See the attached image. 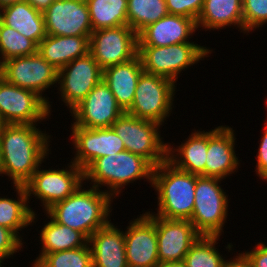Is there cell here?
Instances as JSON below:
<instances>
[{"mask_svg": "<svg viewBox=\"0 0 267 267\" xmlns=\"http://www.w3.org/2000/svg\"><path fill=\"white\" fill-rule=\"evenodd\" d=\"M36 126L37 124H5L2 127L0 158L3 173L12 180L13 188L15 185L24 186L51 154L49 143L52 135Z\"/></svg>", "mask_w": 267, "mask_h": 267, "instance_id": "cell-1", "label": "cell"}, {"mask_svg": "<svg viewBox=\"0 0 267 267\" xmlns=\"http://www.w3.org/2000/svg\"><path fill=\"white\" fill-rule=\"evenodd\" d=\"M83 186L80 185L65 200L55 203L46 213L57 223L77 230L89 239L96 230L111 221L113 198L99 188L90 186V189H84Z\"/></svg>", "mask_w": 267, "mask_h": 267, "instance_id": "cell-2", "label": "cell"}, {"mask_svg": "<svg viewBox=\"0 0 267 267\" xmlns=\"http://www.w3.org/2000/svg\"><path fill=\"white\" fill-rule=\"evenodd\" d=\"M151 187L158 199L157 213L153 212V215L166 219H191L196 174L182 171L166 160L153 169Z\"/></svg>", "mask_w": 267, "mask_h": 267, "instance_id": "cell-3", "label": "cell"}, {"mask_svg": "<svg viewBox=\"0 0 267 267\" xmlns=\"http://www.w3.org/2000/svg\"><path fill=\"white\" fill-rule=\"evenodd\" d=\"M153 169L143 157L124 150L97 158L84 171V181H91L89 184L95 188L107 187L103 191L115 198L128 183L146 179L152 184Z\"/></svg>", "mask_w": 267, "mask_h": 267, "instance_id": "cell-4", "label": "cell"}, {"mask_svg": "<svg viewBox=\"0 0 267 267\" xmlns=\"http://www.w3.org/2000/svg\"><path fill=\"white\" fill-rule=\"evenodd\" d=\"M212 51L194 42L162 47L138 46V56L144 72L167 78L175 83L182 71L209 57Z\"/></svg>", "mask_w": 267, "mask_h": 267, "instance_id": "cell-5", "label": "cell"}, {"mask_svg": "<svg viewBox=\"0 0 267 267\" xmlns=\"http://www.w3.org/2000/svg\"><path fill=\"white\" fill-rule=\"evenodd\" d=\"M216 177L196 175L194 208L190 222L201 236H221L228 216V195ZM220 183V184H219Z\"/></svg>", "mask_w": 267, "mask_h": 267, "instance_id": "cell-6", "label": "cell"}, {"mask_svg": "<svg viewBox=\"0 0 267 267\" xmlns=\"http://www.w3.org/2000/svg\"><path fill=\"white\" fill-rule=\"evenodd\" d=\"M111 127L127 151L143 157L154 168L167 160L168 143L160 136L161 124L124 112Z\"/></svg>", "mask_w": 267, "mask_h": 267, "instance_id": "cell-7", "label": "cell"}, {"mask_svg": "<svg viewBox=\"0 0 267 267\" xmlns=\"http://www.w3.org/2000/svg\"><path fill=\"white\" fill-rule=\"evenodd\" d=\"M175 82L143 72L135 89L134 101L126 113L163 125L173 109Z\"/></svg>", "mask_w": 267, "mask_h": 267, "instance_id": "cell-8", "label": "cell"}, {"mask_svg": "<svg viewBox=\"0 0 267 267\" xmlns=\"http://www.w3.org/2000/svg\"><path fill=\"white\" fill-rule=\"evenodd\" d=\"M40 165L32 175V178L24 185L28 200L36 197L46 212L55 203L65 200L72 195L84 182V170L72 161L65 169H41ZM33 194V195H32Z\"/></svg>", "mask_w": 267, "mask_h": 267, "instance_id": "cell-9", "label": "cell"}, {"mask_svg": "<svg viewBox=\"0 0 267 267\" xmlns=\"http://www.w3.org/2000/svg\"><path fill=\"white\" fill-rule=\"evenodd\" d=\"M0 76L15 86L36 92L48 103L51 115L52 106L49 97L42 95L55 83L58 84V70L39 52L4 61L0 65Z\"/></svg>", "mask_w": 267, "mask_h": 267, "instance_id": "cell-10", "label": "cell"}, {"mask_svg": "<svg viewBox=\"0 0 267 267\" xmlns=\"http://www.w3.org/2000/svg\"><path fill=\"white\" fill-rule=\"evenodd\" d=\"M89 53L102 70L131 61L138 56V34L128 25L92 32Z\"/></svg>", "mask_w": 267, "mask_h": 267, "instance_id": "cell-11", "label": "cell"}, {"mask_svg": "<svg viewBox=\"0 0 267 267\" xmlns=\"http://www.w3.org/2000/svg\"><path fill=\"white\" fill-rule=\"evenodd\" d=\"M0 116L5 124H38L49 118L50 113L48 103L36 92L15 86L0 76Z\"/></svg>", "mask_w": 267, "mask_h": 267, "instance_id": "cell-12", "label": "cell"}, {"mask_svg": "<svg viewBox=\"0 0 267 267\" xmlns=\"http://www.w3.org/2000/svg\"><path fill=\"white\" fill-rule=\"evenodd\" d=\"M103 70L93 56L76 58L58 70L59 95L71 112L102 80Z\"/></svg>", "mask_w": 267, "mask_h": 267, "instance_id": "cell-13", "label": "cell"}, {"mask_svg": "<svg viewBox=\"0 0 267 267\" xmlns=\"http://www.w3.org/2000/svg\"><path fill=\"white\" fill-rule=\"evenodd\" d=\"M71 140L75 154L71 160L84 171L97 159L126 150L123 141L109 128H83L71 123Z\"/></svg>", "mask_w": 267, "mask_h": 267, "instance_id": "cell-14", "label": "cell"}, {"mask_svg": "<svg viewBox=\"0 0 267 267\" xmlns=\"http://www.w3.org/2000/svg\"><path fill=\"white\" fill-rule=\"evenodd\" d=\"M70 113L74 125L96 129L111 127L124 111L102 79Z\"/></svg>", "mask_w": 267, "mask_h": 267, "instance_id": "cell-15", "label": "cell"}, {"mask_svg": "<svg viewBox=\"0 0 267 267\" xmlns=\"http://www.w3.org/2000/svg\"><path fill=\"white\" fill-rule=\"evenodd\" d=\"M124 232L129 267H155L159 263L155 215L145 212L131 220Z\"/></svg>", "mask_w": 267, "mask_h": 267, "instance_id": "cell-16", "label": "cell"}, {"mask_svg": "<svg viewBox=\"0 0 267 267\" xmlns=\"http://www.w3.org/2000/svg\"><path fill=\"white\" fill-rule=\"evenodd\" d=\"M43 16L46 35L90 36L93 32L85 0H55Z\"/></svg>", "mask_w": 267, "mask_h": 267, "instance_id": "cell-17", "label": "cell"}, {"mask_svg": "<svg viewBox=\"0 0 267 267\" xmlns=\"http://www.w3.org/2000/svg\"><path fill=\"white\" fill-rule=\"evenodd\" d=\"M159 262H181L201 236L190 220L155 216Z\"/></svg>", "mask_w": 267, "mask_h": 267, "instance_id": "cell-18", "label": "cell"}, {"mask_svg": "<svg viewBox=\"0 0 267 267\" xmlns=\"http://www.w3.org/2000/svg\"><path fill=\"white\" fill-rule=\"evenodd\" d=\"M235 133L232 127L218 126L208 131L205 177L226 179L237 172L240 164L235 153Z\"/></svg>", "mask_w": 267, "mask_h": 267, "instance_id": "cell-19", "label": "cell"}, {"mask_svg": "<svg viewBox=\"0 0 267 267\" xmlns=\"http://www.w3.org/2000/svg\"><path fill=\"white\" fill-rule=\"evenodd\" d=\"M197 29L196 20L168 14L138 33V46L162 47L191 42L189 39Z\"/></svg>", "mask_w": 267, "mask_h": 267, "instance_id": "cell-20", "label": "cell"}, {"mask_svg": "<svg viewBox=\"0 0 267 267\" xmlns=\"http://www.w3.org/2000/svg\"><path fill=\"white\" fill-rule=\"evenodd\" d=\"M93 267H129L125 253L124 231L110 221L88 239Z\"/></svg>", "mask_w": 267, "mask_h": 267, "instance_id": "cell-21", "label": "cell"}, {"mask_svg": "<svg viewBox=\"0 0 267 267\" xmlns=\"http://www.w3.org/2000/svg\"><path fill=\"white\" fill-rule=\"evenodd\" d=\"M144 72L139 56L126 63L103 70V80L113 93L117 104L126 112L134 101L135 89Z\"/></svg>", "mask_w": 267, "mask_h": 267, "instance_id": "cell-22", "label": "cell"}, {"mask_svg": "<svg viewBox=\"0 0 267 267\" xmlns=\"http://www.w3.org/2000/svg\"><path fill=\"white\" fill-rule=\"evenodd\" d=\"M188 138L176 148L168 142L167 160L182 171L205 176L208 131L194 130Z\"/></svg>", "mask_w": 267, "mask_h": 267, "instance_id": "cell-23", "label": "cell"}, {"mask_svg": "<svg viewBox=\"0 0 267 267\" xmlns=\"http://www.w3.org/2000/svg\"><path fill=\"white\" fill-rule=\"evenodd\" d=\"M90 36L46 35L38 45L39 54L57 70L89 53Z\"/></svg>", "mask_w": 267, "mask_h": 267, "instance_id": "cell-24", "label": "cell"}, {"mask_svg": "<svg viewBox=\"0 0 267 267\" xmlns=\"http://www.w3.org/2000/svg\"><path fill=\"white\" fill-rule=\"evenodd\" d=\"M0 21L37 45L46 37L43 12L34 9L25 0L1 8Z\"/></svg>", "mask_w": 267, "mask_h": 267, "instance_id": "cell-25", "label": "cell"}, {"mask_svg": "<svg viewBox=\"0 0 267 267\" xmlns=\"http://www.w3.org/2000/svg\"><path fill=\"white\" fill-rule=\"evenodd\" d=\"M232 25L244 33L242 0H204L197 19L198 28L211 31Z\"/></svg>", "mask_w": 267, "mask_h": 267, "instance_id": "cell-26", "label": "cell"}, {"mask_svg": "<svg viewBox=\"0 0 267 267\" xmlns=\"http://www.w3.org/2000/svg\"><path fill=\"white\" fill-rule=\"evenodd\" d=\"M15 192L18 197L5 198L0 197V226L12 230L21 240H23L19 231H22L29 225L34 224L37 218L36 211L28 205V195L25 186L15 185ZM29 203V204H28Z\"/></svg>", "mask_w": 267, "mask_h": 267, "instance_id": "cell-27", "label": "cell"}, {"mask_svg": "<svg viewBox=\"0 0 267 267\" xmlns=\"http://www.w3.org/2000/svg\"><path fill=\"white\" fill-rule=\"evenodd\" d=\"M50 221L44 224L40 234L41 253L35 261L34 266L45 254L57 251L71 250L83 247L88 243V239L79 231L68 226L57 223L49 214Z\"/></svg>", "mask_w": 267, "mask_h": 267, "instance_id": "cell-28", "label": "cell"}, {"mask_svg": "<svg viewBox=\"0 0 267 267\" xmlns=\"http://www.w3.org/2000/svg\"><path fill=\"white\" fill-rule=\"evenodd\" d=\"M93 31L128 25L127 0H85Z\"/></svg>", "mask_w": 267, "mask_h": 267, "instance_id": "cell-29", "label": "cell"}, {"mask_svg": "<svg viewBox=\"0 0 267 267\" xmlns=\"http://www.w3.org/2000/svg\"><path fill=\"white\" fill-rule=\"evenodd\" d=\"M168 14L166 0H127L128 26L137 34Z\"/></svg>", "mask_w": 267, "mask_h": 267, "instance_id": "cell-30", "label": "cell"}, {"mask_svg": "<svg viewBox=\"0 0 267 267\" xmlns=\"http://www.w3.org/2000/svg\"><path fill=\"white\" fill-rule=\"evenodd\" d=\"M219 238V236H200L184 257L183 262L186 267H223L227 260L216 248Z\"/></svg>", "mask_w": 267, "mask_h": 267, "instance_id": "cell-31", "label": "cell"}, {"mask_svg": "<svg viewBox=\"0 0 267 267\" xmlns=\"http://www.w3.org/2000/svg\"><path fill=\"white\" fill-rule=\"evenodd\" d=\"M38 45L0 21V65L11 58L33 55Z\"/></svg>", "mask_w": 267, "mask_h": 267, "instance_id": "cell-32", "label": "cell"}, {"mask_svg": "<svg viewBox=\"0 0 267 267\" xmlns=\"http://www.w3.org/2000/svg\"><path fill=\"white\" fill-rule=\"evenodd\" d=\"M32 267H93L90 245L47 253Z\"/></svg>", "mask_w": 267, "mask_h": 267, "instance_id": "cell-33", "label": "cell"}, {"mask_svg": "<svg viewBox=\"0 0 267 267\" xmlns=\"http://www.w3.org/2000/svg\"><path fill=\"white\" fill-rule=\"evenodd\" d=\"M244 34L267 23V0H242Z\"/></svg>", "mask_w": 267, "mask_h": 267, "instance_id": "cell-34", "label": "cell"}, {"mask_svg": "<svg viewBox=\"0 0 267 267\" xmlns=\"http://www.w3.org/2000/svg\"><path fill=\"white\" fill-rule=\"evenodd\" d=\"M204 0H166L169 14L181 15L197 21Z\"/></svg>", "mask_w": 267, "mask_h": 267, "instance_id": "cell-35", "label": "cell"}, {"mask_svg": "<svg viewBox=\"0 0 267 267\" xmlns=\"http://www.w3.org/2000/svg\"><path fill=\"white\" fill-rule=\"evenodd\" d=\"M22 240L10 229L0 226V267L5 259L23 249Z\"/></svg>", "mask_w": 267, "mask_h": 267, "instance_id": "cell-36", "label": "cell"}, {"mask_svg": "<svg viewBox=\"0 0 267 267\" xmlns=\"http://www.w3.org/2000/svg\"><path fill=\"white\" fill-rule=\"evenodd\" d=\"M266 124V125H265ZM264 124V132L261 140L259 141L258 153L256 155V175L258 178L267 180V121Z\"/></svg>", "mask_w": 267, "mask_h": 267, "instance_id": "cell-37", "label": "cell"}, {"mask_svg": "<svg viewBox=\"0 0 267 267\" xmlns=\"http://www.w3.org/2000/svg\"><path fill=\"white\" fill-rule=\"evenodd\" d=\"M242 254L253 267H267V244L264 242H258L251 251H243Z\"/></svg>", "mask_w": 267, "mask_h": 267, "instance_id": "cell-38", "label": "cell"}, {"mask_svg": "<svg viewBox=\"0 0 267 267\" xmlns=\"http://www.w3.org/2000/svg\"><path fill=\"white\" fill-rule=\"evenodd\" d=\"M235 257L228 259L223 267H253L242 253L236 254Z\"/></svg>", "mask_w": 267, "mask_h": 267, "instance_id": "cell-39", "label": "cell"}, {"mask_svg": "<svg viewBox=\"0 0 267 267\" xmlns=\"http://www.w3.org/2000/svg\"><path fill=\"white\" fill-rule=\"evenodd\" d=\"M27 1L34 9L44 12L55 0H25Z\"/></svg>", "mask_w": 267, "mask_h": 267, "instance_id": "cell-40", "label": "cell"}, {"mask_svg": "<svg viewBox=\"0 0 267 267\" xmlns=\"http://www.w3.org/2000/svg\"><path fill=\"white\" fill-rule=\"evenodd\" d=\"M155 267H186L183 261L181 262H159Z\"/></svg>", "mask_w": 267, "mask_h": 267, "instance_id": "cell-41", "label": "cell"}, {"mask_svg": "<svg viewBox=\"0 0 267 267\" xmlns=\"http://www.w3.org/2000/svg\"><path fill=\"white\" fill-rule=\"evenodd\" d=\"M21 1H24V0H0V9L5 6L11 5L17 2H21Z\"/></svg>", "mask_w": 267, "mask_h": 267, "instance_id": "cell-42", "label": "cell"}, {"mask_svg": "<svg viewBox=\"0 0 267 267\" xmlns=\"http://www.w3.org/2000/svg\"><path fill=\"white\" fill-rule=\"evenodd\" d=\"M1 174L4 175V173H3V169H2L1 158H0V176H2Z\"/></svg>", "mask_w": 267, "mask_h": 267, "instance_id": "cell-43", "label": "cell"}, {"mask_svg": "<svg viewBox=\"0 0 267 267\" xmlns=\"http://www.w3.org/2000/svg\"><path fill=\"white\" fill-rule=\"evenodd\" d=\"M4 125H5V123H4L3 119L0 116V127H3Z\"/></svg>", "mask_w": 267, "mask_h": 267, "instance_id": "cell-44", "label": "cell"}, {"mask_svg": "<svg viewBox=\"0 0 267 267\" xmlns=\"http://www.w3.org/2000/svg\"><path fill=\"white\" fill-rule=\"evenodd\" d=\"M1 133H2V127H0V138H1Z\"/></svg>", "mask_w": 267, "mask_h": 267, "instance_id": "cell-45", "label": "cell"}]
</instances>
